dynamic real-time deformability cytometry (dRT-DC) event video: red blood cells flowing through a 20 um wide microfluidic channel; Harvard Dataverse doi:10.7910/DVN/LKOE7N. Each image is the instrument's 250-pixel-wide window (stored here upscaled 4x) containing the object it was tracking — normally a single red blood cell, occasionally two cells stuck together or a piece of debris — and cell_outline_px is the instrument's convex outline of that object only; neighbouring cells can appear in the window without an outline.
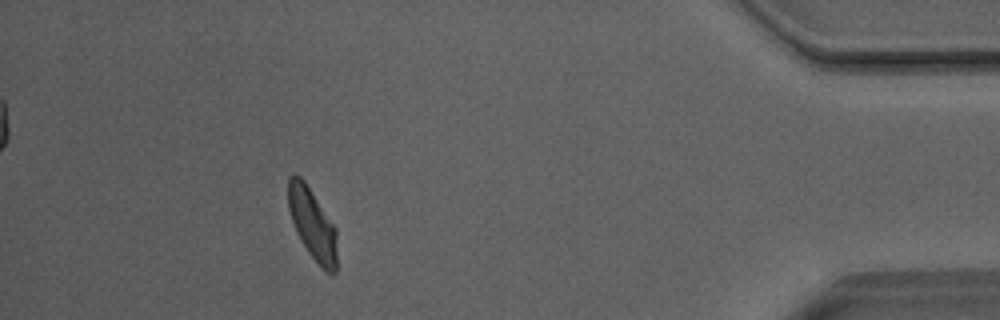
{"species": "Egyptian fruit bat (a non-hibernating species)", "species_latin": "Rousettus aegyptiacus", "temperature_condition": "room temperature", "stored_images_in_passage": 39, "camera_frame_rate_fps": 3000, "um_per_image_px": 0.085, "animal": {"sex": "male"}, "frame": {"image": 1, "passage_image": 34, "time_ms": 11.0, "image_size_px": [1000, 320], "cell_outline_px": [[336, 272], [332, 276], [324, 272], [320, 268], [308, 252], [296, 232], [288, 208], [288, 176], [296, 172], [304, 180], [336, 228]], "centroid_in_image_um": [26.55, 19.07], "position_along_channel_um": 408.7, "area_um2": 20.4}, "authors_computed_cell_mechanics": {"area_um2": 20.8658, "velocity_mm_per_s": 4.0346, "shape_relaxation_time_tau1_ms": 3.3775, "shape_relaxation_time_tau2_ms": 1.4613, "deformation_change_tau1": 0.1423, "deformation_change_tau2": 0.077}}